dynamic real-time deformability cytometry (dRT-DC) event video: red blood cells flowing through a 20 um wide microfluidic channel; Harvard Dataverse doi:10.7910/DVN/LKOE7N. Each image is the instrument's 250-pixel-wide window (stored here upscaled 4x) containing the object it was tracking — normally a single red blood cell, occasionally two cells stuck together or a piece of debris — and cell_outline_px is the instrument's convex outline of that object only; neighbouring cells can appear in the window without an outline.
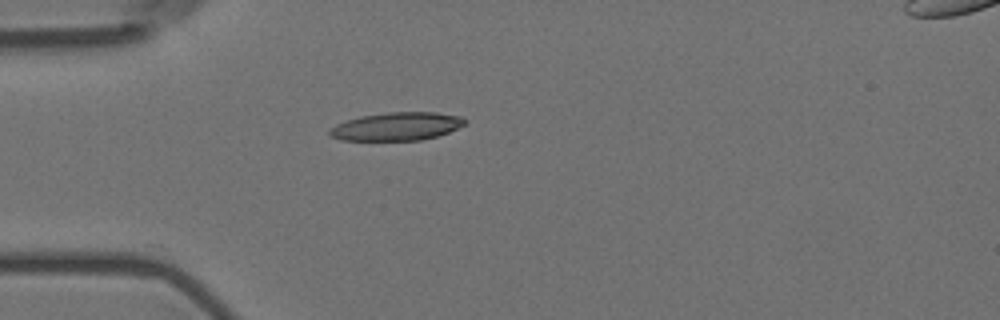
{"species": "Egyptian fruit bat (a non-hibernating species)", "species_latin": "Rousettus aegyptiacus", "temperature_condition": "room temperature", "stored_images_in_passage": 3, "camera_frame_rate_fps": 3000, "um_per_image_px": 0.085, "animal": {"sex": "female"}, "frame": {"image": 1, "passage_image": 3, "time_ms": 0.667, "image_size_px": [1000, 320], "cell_outline_px": [[468, 120], [464, 124], [448, 132], [436, 136], [420, 140], [340, 140], [332, 136], [328, 132], [328, 128], [336, 124], [360, 116], [388, 112], [436, 112], [464, 116]], "centroid_in_image_um": [33.73, 10.73], "position_along_channel_um": 51.3, "area_um2": 22.2}}